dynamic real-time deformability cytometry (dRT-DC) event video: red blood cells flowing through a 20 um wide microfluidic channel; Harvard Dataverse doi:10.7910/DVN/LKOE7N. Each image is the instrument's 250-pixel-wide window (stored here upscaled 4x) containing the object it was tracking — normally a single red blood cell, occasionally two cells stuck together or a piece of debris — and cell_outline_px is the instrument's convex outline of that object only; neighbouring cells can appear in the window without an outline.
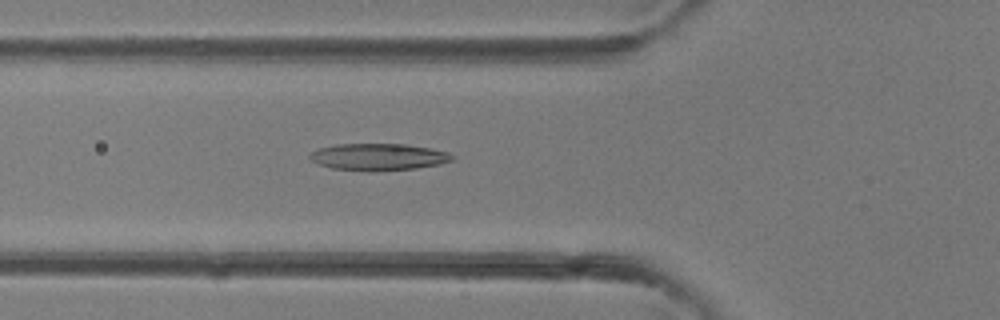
{"species": "common noctule bat (a hibernating species)", "species_latin": "Nyctalus noctula", "temperature_condition": "room temperature", "stored_images_in_passage": 41, "camera_frame_rate_fps": 3000, "um_per_image_px": 0.085, "animal": {"sex": "female"}, "frame": {"image": 1, "passage_image": 15, "time_ms": 4.667, "image_size_px": [1000, 320], "cell_outline_px": [[456, 156], [452, 160], [440, 164], [416, 168], [372, 172], [368, 172], [332, 168], [316, 164], [308, 156], [316, 148], [336, 144], [404, 144], [432, 148], [448, 152]], "centroid_in_image_um": [32.15, 13.34], "position_along_channel_um": 93.6, "area_um2": 22.66}}
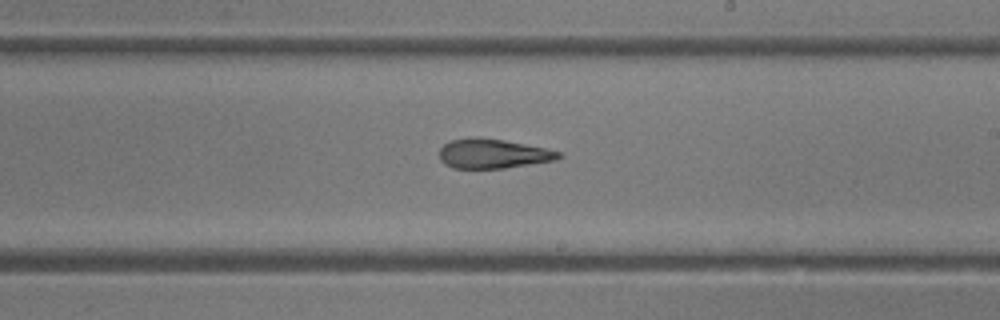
{"frame": {"image": 2, "passage_image": 24, "time_ms": 7.667, "image_size_px": [1000, 320], "cell_outline_px": [[564, 156], [552, 160], [504, 168], [452, 168], [444, 164], [440, 160], [440, 148], [444, 144], [452, 140], [504, 140], [544, 148], [560, 152]], "centroid_in_image_um": [41.89, 13.1], "position_along_channel_um": 247.1, "area_um2": 19.54}}
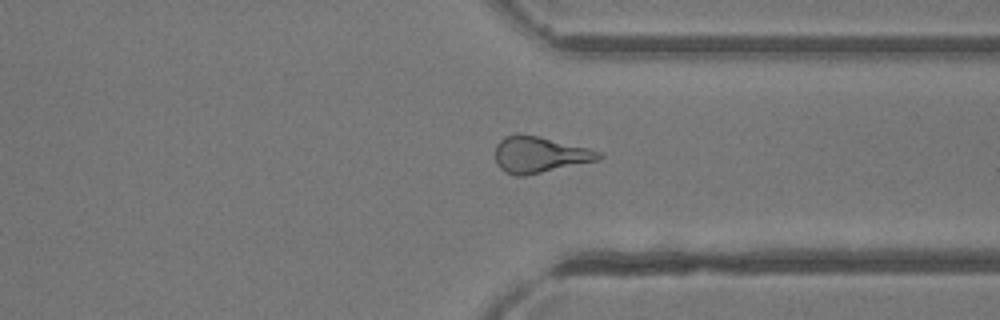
{"frame": {"image": 3, "passage_image": 31, "time_ms": 10.0, "image_size_px": [1000, 320], "cell_outline_px": [[604, 156], [600, 160], [524, 176], [516, 176], [504, 172], [496, 164], [496, 144], [504, 136], [536, 136], [588, 148], [600, 152]], "centroid_in_image_um": [45.88, 13.18], "position_along_channel_um": 365.5, "area_um2": 21.44}}